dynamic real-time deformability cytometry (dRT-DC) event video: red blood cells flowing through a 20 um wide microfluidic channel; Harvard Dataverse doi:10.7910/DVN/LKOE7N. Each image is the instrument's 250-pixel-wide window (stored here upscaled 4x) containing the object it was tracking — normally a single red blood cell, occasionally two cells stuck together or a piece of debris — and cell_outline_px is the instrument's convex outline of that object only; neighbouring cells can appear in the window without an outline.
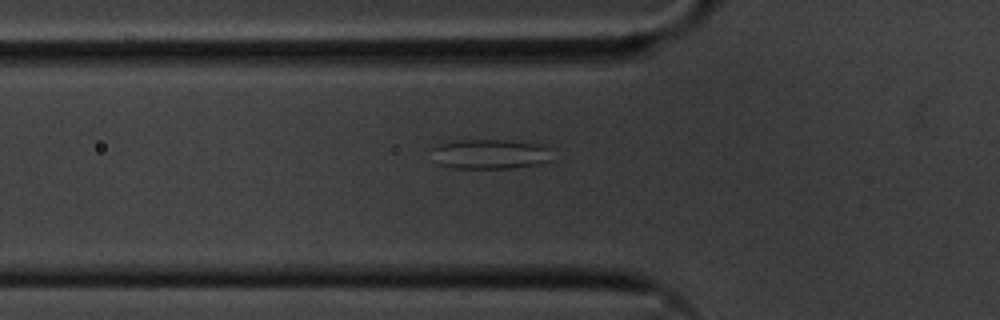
{"species": "common noctule bat (a hibernating species)", "species_latin": "Nyctalus noctula", "temperature_condition": "cold", "stored_images_in_passage": 53, "camera_frame_rate_fps": 3000, "um_per_image_px": 0.085, "animal": {"sex": "male", "body_mass_g": 20.1, "forearm_length_mm": 53.5}, "frame": {"image": 1, "passage_image": 19, "time_ms": 6.0, "image_size_px": [1000, 320], "cell_outline_px": [[552, 160], [540, 164], [512, 168], [452, 168], [440, 164], [428, 148], [432, 144], [456, 140], [508, 140], [540, 144], [548, 148]], "centroid_in_image_um": [41.6, 13.08], "position_along_channel_um": 84.2, "area_um2": 21.21}}
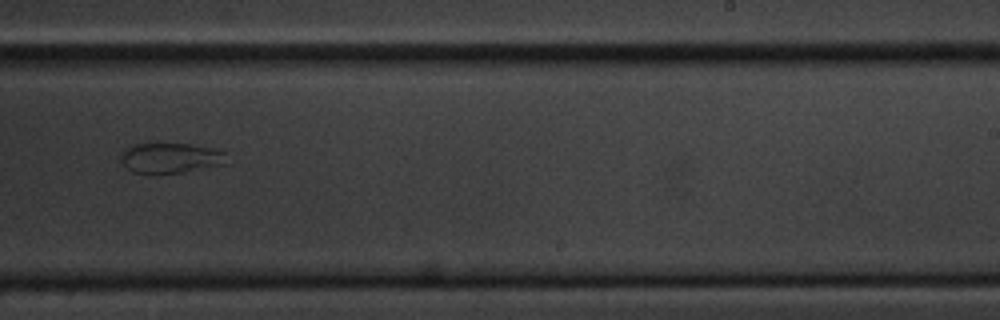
{"frame": {"image": 2, "passage_image": 35, "time_ms": 11.333, "image_size_px": [1000, 320], "cell_outline_px": [[224, 164], [184, 172], [156, 176], [152, 176], [132, 172], [124, 164], [120, 156], [124, 148], [132, 144], [156, 140], [192, 144], [212, 148], [224, 152]], "centroid_in_image_um": [14.38, 13.4], "position_along_channel_um": 274.6, "area_um2": 19.83}}
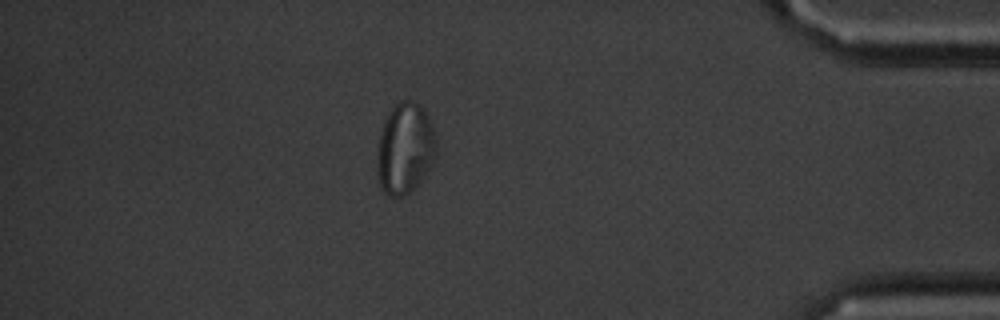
{"frame": {"image": 3, "passage_image": 49, "time_ms": 16.0, "image_size_px": [1000, 320], "cell_outline_px": [[436, 156], [432, 164], [424, 176], [404, 196], [388, 196], [380, 188], [376, 168], [376, 152], [380, 136], [388, 112], [400, 100], [412, 100], [420, 104], [424, 108], [432, 124], [436, 140]], "centroid_in_image_um": [34.41, 12.61], "position_along_channel_um": 400.8, "area_um2": 31.56}}